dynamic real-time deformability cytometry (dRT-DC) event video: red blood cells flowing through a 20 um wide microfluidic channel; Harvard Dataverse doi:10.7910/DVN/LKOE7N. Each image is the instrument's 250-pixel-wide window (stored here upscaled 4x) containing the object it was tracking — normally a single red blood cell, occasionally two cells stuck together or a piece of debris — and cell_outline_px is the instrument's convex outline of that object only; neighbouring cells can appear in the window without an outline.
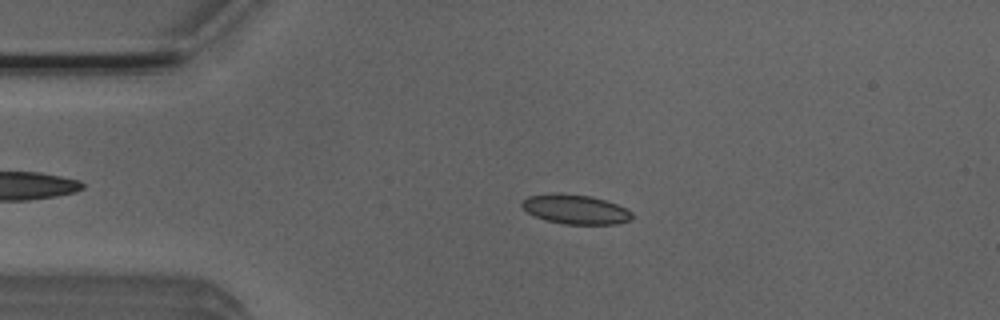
{"species": "Egyptian fruit bat (a non-hibernating species)", "species_latin": "Rousettus aegyptiacus", "temperature_condition": "room temperature", "stored_images_in_passage": 51, "camera_frame_rate_fps": 3000, "um_per_image_px": 0.085, "animal": {"sex": "male"}, "frame": {"image": 1, "passage_image": 10, "time_ms": 3.0, "image_size_px": [1000, 320], "cell_outline_px": [[632, 220], [616, 224], [564, 224], [544, 220], [528, 212], [520, 204], [528, 196], [552, 192], [592, 196], [616, 204], [632, 212]], "centroid_in_image_um": [48.9, 17.79], "position_along_channel_um": 36.1, "area_um2": 18.9}}
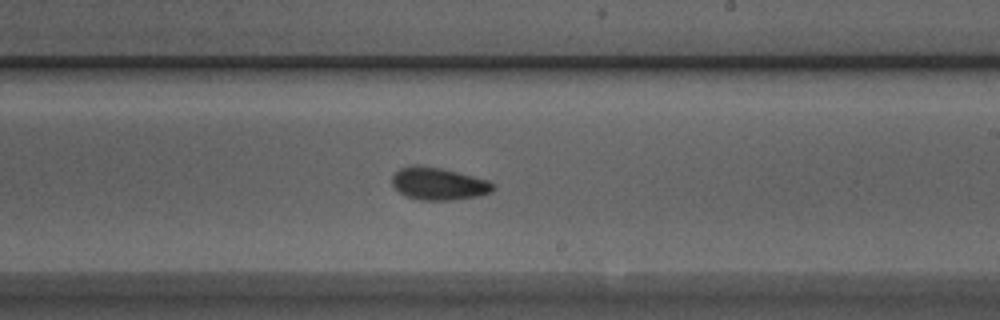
{"frame": {"image": 2, "passage_image": 29, "time_ms": 9.333, "image_size_px": [1000, 320], "cell_outline_px": [[496, 188], [492, 192], [480, 196], [452, 200], [420, 200], [408, 196], [400, 192], [392, 184], [392, 176], [400, 168], [416, 164], [420, 164], [440, 168], [488, 180], [496, 184]], "centroid_in_image_um": [37.31, 15.62], "position_along_channel_um": 251.7, "area_um2": 19.13}}
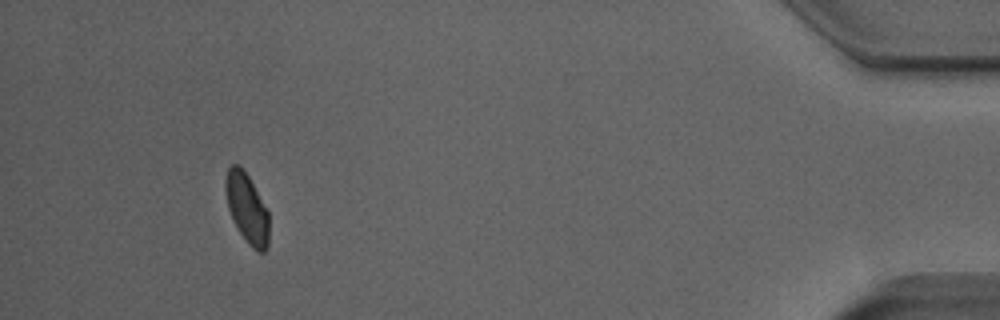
{"frame": {"image": 3, "passage_image": 47, "time_ms": 15.333, "image_size_px": [1000, 320], "cell_outline_px": [[268, 248], [264, 252], [256, 252], [248, 244], [240, 232], [228, 208], [224, 188], [224, 180], [228, 168], [232, 164], [240, 164], [248, 176], [268, 212]], "centroid_in_image_um": [20.97, 17.69], "position_along_channel_um": 414.2, "area_um2": 17.51}, "authors_computed_cell_mechanics": {"area_um2": 18.6694, "velocity_mm_per_s": 3.9074, "shape_relaxation_time_tau1_ms": 3.9951, "shape_relaxation_time_tau2_ms": 1.994, "deformation_change_tau1": 0.092, "deformation_change_tau2": 0.0528}}